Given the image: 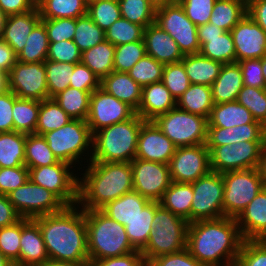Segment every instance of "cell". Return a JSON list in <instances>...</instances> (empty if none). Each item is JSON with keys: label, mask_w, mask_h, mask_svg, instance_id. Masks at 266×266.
<instances>
[{"label": "cell", "mask_w": 266, "mask_h": 266, "mask_svg": "<svg viewBox=\"0 0 266 266\" xmlns=\"http://www.w3.org/2000/svg\"><path fill=\"white\" fill-rule=\"evenodd\" d=\"M242 243L236 218L224 216L188 225L187 249L204 266H233Z\"/></svg>", "instance_id": "1"}, {"label": "cell", "mask_w": 266, "mask_h": 266, "mask_svg": "<svg viewBox=\"0 0 266 266\" xmlns=\"http://www.w3.org/2000/svg\"><path fill=\"white\" fill-rule=\"evenodd\" d=\"M80 208L78 204L66 206L60 212L33 218L50 260L89 262L85 211Z\"/></svg>", "instance_id": "2"}, {"label": "cell", "mask_w": 266, "mask_h": 266, "mask_svg": "<svg viewBox=\"0 0 266 266\" xmlns=\"http://www.w3.org/2000/svg\"><path fill=\"white\" fill-rule=\"evenodd\" d=\"M79 178L78 205L100 210L109 202L133 191L131 162H89Z\"/></svg>", "instance_id": "3"}, {"label": "cell", "mask_w": 266, "mask_h": 266, "mask_svg": "<svg viewBox=\"0 0 266 266\" xmlns=\"http://www.w3.org/2000/svg\"><path fill=\"white\" fill-rule=\"evenodd\" d=\"M144 120L136 113L124 122L104 127L93 134L90 162H131L137 152L138 135Z\"/></svg>", "instance_id": "4"}, {"label": "cell", "mask_w": 266, "mask_h": 266, "mask_svg": "<svg viewBox=\"0 0 266 266\" xmlns=\"http://www.w3.org/2000/svg\"><path fill=\"white\" fill-rule=\"evenodd\" d=\"M87 228L89 262L122 256L136 251L131 245L125 226L101 210H84Z\"/></svg>", "instance_id": "5"}, {"label": "cell", "mask_w": 266, "mask_h": 266, "mask_svg": "<svg viewBox=\"0 0 266 266\" xmlns=\"http://www.w3.org/2000/svg\"><path fill=\"white\" fill-rule=\"evenodd\" d=\"M189 222L173 214L155 201L153 229L146 247L141 251L145 261L164 254L176 253L187 248Z\"/></svg>", "instance_id": "6"}, {"label": "cell", "mask_w": 266, "mask_h": 266, "mask_svg": "<svg viewBox=\"0 0 266 266\" xmlns=\"http://www.w3.org/2000/svg\"><path fill=\"white\" fill-rule=\"evenodd\" d=\"M42 136L59 161L70 165L77 163L81 165L79 160L83 158V154H88L90 158L85 162H90L93 152V134L87 121L72 119L61 128L46 132Z\"/></svg>", "instance_id": "7"}, {"label": "cell", "mask_w": 266, "mask_h": 266, "mask_svg": "<svg viewBox=\"0 0 266 266\" xmlns=\"http://www.w3.org/2000/svg\"><path fill=\"white\" fill-rule=\"evenodd\" d=\"M153 122L178 147L206 144L208 118L177 107L157 116Z\"/></svg>", "instance_id": "8"}, {"label": "cell", "mask_w": 266, "mask_h": 266, "mask_svg": "<svg viewBox=\"0 0 266 266\" xmlns=\"http://www.w3.org/2000/svg\"><path fill=\"white\" fill-rule=\"evenodd\" d=\"M224 216L237 218L265 187L257 168L222 173Z\"/></svg>", "instance_id": "9"}, {"label": "cell", "mask_w": 266, "mask_h": 266, "mask_svg": "<svg viewBox=\"0 0 266 266\" xmlns=\"http://www.w3.org/2000/svg\"><path fill=\"white\" fill-rule=\"evenodd\" d=\"M155 23L176 41L183 55L200 52L197 26L185 15L179 3H170L157 8Z\"/></svg>", "instance_id": "10"}, {"label": "cell", "mask_w": 266, "mask_h": 266, "mask_svg": "<svg viewBox=\"0 0 266 266\" xmlns=\"http://www.w3.org/2000/svg\"><path fill=\"white\" fill-rule=\"evenodd\" d=\"M72 166L59 161L54 165L30 168L29 179L54 193L66 206L78 204L79 177L70 172Z\"/></svg>", "instance_id": "11"}, {"label": "cell", "mask_w": 266, "mask_h": 266, "mask_svg": "<svg viewBox=\"0 0 266 266\" xmlns=\"http://www.w3.org/2000/svg\"><path fill=\"white\" fill-rule=\"evenodd\" d=\"M7 196L22 218L33 219L54 214L66 207L54 193L33 183L30 179Z\"/></svg>", "instance_id": "12"}, {"label": "cell", "mask_w": 266, "mask_h": 266, "mask_svg": "<svg viewBox=\"0 0 266 266\" xmlns=\"http://www.w3.org/2000/svg\"><path fill=\"white\" fill-rule=\"evenodd\" d=\"M191 222L224 217L222 173L210 172L192 182Z\"/></svg>", "instance_id": "13"}, {"label": "cell", "mask_w": 266, "mask_h": 266, "mask_svg": "<svg viewBox=\"0 0 266 266\" xmlns=\"http://www.w3.org/2000/svg\"><path fill=\"white\" fill-rule=\"evenodd\" d=\"M264 143L243 141L232 145L207 146L211 171L224 173L257 168Z\"/></svg>", "instance_id": "14"}, {"label": "cell", "mask_w": 266, "mask_h": 266, "mask_svg": "<svg viewBox=\"0 0 266 266\" xmlns=\"http://www.w3.org/2000/svg\"><path fill=\"white\" fill-rule=\"evenodd\" d=\"M168 166L173 182L192 183L211 172L210 151L206 144L178 147Z\"/></svg>", "instance_id": "15"}, {"label": "cell", "mask_w": 266, "mask_h": 266, "mask_svg": "<svg viewBox=\"0 0 266 266\" xmlns=\"http://www.w3.org/2000/svg\"><path fill=\"white\" fill-rule=\"evenodd\" d=\"M8 87L21 99H48L44 62L17 61L8 73Z\"/></svg>", "instance_id": "16"}, {"label": "cell", "mask_w": 266, "mask_h": 266, "mask_svg": "<svg viewBox=\"0 0 266 266\" xmlns=\"http://www.w3.org/2000/svg\"><path fill=\"white\" fill-rule=\"evenodd\" d=\"M135 114L136 111L127 103L118 100L100 87L91 93L86 121L91 133L94 134L104 127L129 120Z\"/></svg>", "instance_id": "17"}, {"label": "cell", "mask_w": 266, "mask_h": 266, "mask_svg": "<svg viewBox=\"0 0 266 266\" xmlns=\"http://www.w3.org/2000/svg\"><path fill=\"white\" fill-rule=\"evenodd\" d=\"M131 168L133 190L150 201L159 202L172 182L168 164L135 158Z\"/></svg>", "instance_id": "18"}, {"label": "cell", "mask_w": 266, "mask_h": 266, "mask_svg": "<svg viewBox=\"0 0 266 266\" xmlns=\"http://www.w3.org/2000/svg\"><path fill=\"white\" fill-rule=\"evenodd\" d=\"M230 32L234 41L236 62L261 59L266 55V32L248 14Z\"/></svg>", "instance_id": "19"}, {"label": "cell", "mask_w": 266, "mask_h": 266, "mask_svg": "<svg viewBox=\"0 0 266 266\" xmlns=\"http://www.w3.org/2000/svg\"><path fill=\"white\" fill-rule=\"evenodd\" d=\"M153 121H144L138 135L136 159L168 164L176 151Z\"/></svg>", "instance_id": "20"}, {"label": "cell", "mask_w": 266, "mask_h": 266, "mask_svg": "<svg viewBox=\"0 0 266 266\" xmlns=\"http://www.w3.org/2000/svg\"><path fill=\"white\" fill-rule=\"evenodd\" d=\"M236 220L243 240H266V186Z\"/></svg>", "instance_id": "21"}, {"label": "cell", "mask_w": 266, "mask_h": 266, "mask_svg": "<svg viewBox=\"0 0 266 266\" xmlns=\"http://www.w3.org/2000/svg\"><path fill=\"white\" fill-rule=\"evenodd\" d=\"M49 260L43 236L33 219L21 218L19 266H39Z\"/></svg>", "instance_id": "22"}, {"label": "cell", "mask_w": 266, "mask_h": 266, "mask_svg": "<svg viewBox=\"0 0 266 266\" xmlns=\"http://www.w3.org/2000/svg\"><path fill=\"white\" fill-rule=\"evenodd\" d=\"M143 40L146 54L158 62L163 64L178 63L184 57L176 41L156 23L148 25L144 29Z\"/></svg>", "instance_id": "23"}, {"label": "cell", "mask_w": 266, "mask_h": 266, "mask_svg": "<svg viewBox=\"0 0 266 266\" xmlns=\"http://www.w3.org/2000/svg\"><path fill=\"white\" fill-rule=\"evenodd\" d=\"M243 141L265 142L266 127L255 120L251 124L229 129L222 127L208 128L206 146L232 145Z\"/></svg>", "instance_id": "24"}, {"label": "cell", "mask_w": 266, "mask_h": 266, "mask_svg": "<svg viewBox=\"0 0 266 266\" xmlns=\"http://www.w3.org/2000/svg\"><path fill=\"white\" fill-rule=\"evenodd\" d=\"M176 107V100L160 81L142 87V100L136 113L144 121H153Z\"/></svg>", "instance_id": "25"}, {"label": "cell", "mask_w": 266, "mask_h": 266, "mask_svg": "<svg viewBox=\"0 0 266 266\" xmlns=\"http://www.w3.org/2000/svg\"><path fill=\"white\" fill-rule=\"evenodd\" d=\"M41 21L38 7L21 14L7 17L2 39L8 43L18 55L24 48L29 34Z\"/></svg>", "instance_id": "26"}, {"label": "cell", "mask_w": 266, "mask_h": 266, "mask_svg": "<svg viewBox=\"0 0 266 266\" xmlns=\"http://www.w3.org/2000/svg\"><path fill=\"white\" fill-rule=\"evenodd\" d=\"M101 88L135 111L142 100V87L126 72L112 71L101 80Z\"/></svg>", "instance_id": "27"}, {"label": "cell", "mask_w": 266, "mask_h": 266, "mask_svg": "<svg viewBox=\"0 0 266 266\" xmlns=\"http://www.w3.org/2000/svg\"><path fill=\"white\" fill-rule=\"evenodd\" d=\"M242 71L239 64H223L215 82L211 85L214 104L236 101L243 88Z\"/></svg>", "instance_id": "28"}, {"label": "cell", "mask_w": 266, "mask_h": 266, "mask_svg": "<svg viewBox=\"0 0 266 266\" xmlns=\"http://www.w3.org/2000/svg\"><path fill=\"white\" fill-rule=\"evenodd\" d=\"M255 121L251 112L237 101L214 104L208 118V128H233Z\"/></svg>", "instance_id": "29"}, {"label": "cell", "mask_w": 266, "mask_h": 266, "mask_svg": "<svg viewBox=\"0 0 266 266\" xmlns=\"http://www.w3.org/2000/svg\"><path fill=\"white\" fill-rule=\"evenodd\" d=\"M149 202L150 200L133 190L109 202L100 210L111 219L125 226L127 222L133 220Z\"/></svg>", "instance_id": "30"}, {"label": "cell", "mask_w": 266, "mask_h": 266, "mask_svg": "<svg viewBox=\"0 0 266 266\" xmlns=\"http://www.w3.org/2000/svg\"><path fill=\"white\" fill-rule=\"evenodd\" d=\"M181 62L191 84L211 86L219 75L222 63L197 54L184 55Z\"/></svg>", "instance_id": "31"}, {"label": "cell", "mask_w": 266, "mask_h": 266, "mask_svg": "<svg viewBox=\"0 0 266 266\" xmlns=\"http://www.w3.org/2000/svg\"><path fill=\"white\" fill-rule=\"evenodd\" d=\"M193 200V187L191 183L171 182L164 192L159 204L173 214L186 219L191 223V205Z\"/></svg>", "instance_id": "32"}, {"label": "cell", "mask_w": 266, "mask_h": 266, "mask_svg": "<svg viewBox=\"0 0 266 266\" xmlns=\"http://www.w3.org/2000/svg\"><path fill=\"white\" fill-rule=\"evenodd\" d=\"M214 106L211 86L190 84L186 92L176 101V107L199 116L209 118Z\"/></svg>", "instance_id": "33"}, {"label": "cell", "mask_w": 266, "mask_h": 266, "mask_svg": "<svg viewBox=\"0 0 266 266\" xmlns=\"http://www.w3.org/2000/svg\"><path fill=\"white\" fill-rule=\"evenodd\" d=\"M115 46L109 41L95 45L82 52L81 63L86 65L100 80L114 71Z\"/></svg>", "instance_id": "34"}, {"label": "cell", "mask_w": 266, "mask_h": 266, "mask_svg": "<svg viewBox=\"0 0 266 266\" xmlns=\"http://www.w3.org/2000/svg\"><path fill=\"white\" fill-rule=\"evenodd\" d=\"M200 54L222 64L236 63L234 41L230 31L213 37H198Z\"/></svg>", "instance_id": "35"}, {"label": "cell", "mask_w": 266, "mask_h": 266, "mask_svg": "<svg viewBox=\"0 0 266 266\" xmlns=\"http://www.w3.org/2000/svg\"><path fill=\"white\" fill-rule=\"evenodd\" d=\"M86 0H37L41 19L73 18L87 14Z\"/></svg>", "instance_id": "36"}, {"label": "cell", "mask_w": 266, "mask_h": 266, "mask_svg": "<svg viewBox=\"0 0 266 266\" xmlns=\"http://www.w3.org/2000/svg\"><path fill=\"white\" fill-rule=\"evenodd\" d=\"M246 14L247 0H216L209 23L231 31Z\"/></svg>", "instance_id": "37"}, {"label": "cell", "mask_w": 266, "mask_h": 266, "mask_svg": "<svg viewBox=\"0 0 266 266\" xmlns=\"http://www.w3.org/2000/svg\"><path fill=\"white\" fill-rule=\"evenodd\" d=\"M26 135L16 131L0 133V167L25 166Z\"/></svg>", "instance_id": "38"}, {"label": "cell", "mask_w": 266, "mask_h": 266, "mask_svg": "<svg viewBox=\"0 0 266 266\" xmlns=\"http://www.w3.org/2000/svg\"><path fill=\"white\" fill-rule=\"evenodd\" d=\"M154 214L155 201H150L133 220L125 225L129 241L138 251L146 247L149 234L153 229Z\"/></svg>", "instance_id": "39"}, {"label": "cell", "mask_w": 266, "mask_h": 266, "mask_svg": "<svg viewBox=\"0 0 266 266\" xmlns=\"http://www.w3.org/2000/svg\"><path fill=\"white\" fill-rule=\"evenodd\" d=\"M40 101L21 99L14 94L13 131L34 134L38 121Z\"/></svg>", "instance_id": "40"}, {"label": "cell", "mask_w": 266, "mask_h": 266, "mask_svg": "<svg viewBox=\"0 0 266 266\" xmlns=\"http://www.w3.org/2000/svg\"><path fill=\"white\" fill-rule=\"evenodd\" d=\"M91 92L67 87L53 97V100L71 119L87 120Z\"/></svg>", "instance_id": "41"}, {"label": "cell", "mask_w": 266, "mask_h": 266, "mask_svg": "<svg viewBox=\"0 0 266 266\" xmlns=\"http://www.w3.org/2000/svg\"><path fill=\"white\" fill-rule=\"evenodd\" d=\"M58 162V158L53 154L42 135L35 133L26 135L25 166L28 169L54 165Z\"/></svg>", "instance_id": "42"}, {"label": "cell", "mask_w": 266, "mask_h": 266, "mask_svg": "<svg viewBox=\"0 0 266 266\" xmlns=\"http://www.w3.org/2000/svg\"><path fill=\"white\" fill-rule=\"evenodd\" d=\"M49 41L44 23L40 21L28 36L17 61L23 63L44 62L47 60Z\"/></svg>", "instance_id": "43"}, {"label": "cell", "mask_w": 266, "mask_h": 266, "mask_svg": "<svg viewBox=\"0 0 266 266\" xmlns=\"http://www.w3.org/2000/svg\"><path fill=\"white\" fill-rule=\"evenodd\" d=\"M71 120L53 98L42 100L40 101L35 134L43 135L46 132L57 130Z\"/></svg>", "instance_id": "44"}, {"label": "cell", "mask_w": 266, "mask_h": 266, "mask_svg": "<svg viewBox=\"0 0 266 266\" xmlns=\"http://www.w3.org/2000/svg\"><path fill=\"white\" fill-rule=\"evenodd\" d=\"M44 66L49 99L69 87L75 64L45 60Z\"/></svg>", "instance_id": "45"}, {"label": "cell", "mask_w": 266, "mask_h": 266, "mask_svg": "<svg viewBox=\"0 0 266 266\" xmlns=\"http://www.w3.org/2000/svg\"><path fill=\"white\" fill-rule=\"evenodd\" d=\"M121 17L144 29L155 23L156 8L148 0H118Z\"/></svg>", "instance_id": "46"}, {"label": "cell", "mask_w": 266, "mask_h": 266, "mask_svg": "<svg viewBox=\"0 0 266 266\" xmlns=\"http://www.w3.org/2000/svg\"><path fill=\"white\" fill-rule=\"evenodd\" d=\"M104 40L105 31L96 25L87 14L76 19L73 41L81 52L89 50Z\"/></svg>", "instance_id": "47"}, {"label": "cell", "mask_w": 266, "mask_h": 266, "mask_svg": "<svg viewBox=\"0 0 266 266\" xmlns=\"http://www.w3.org/2000/svg\"><path fill=\"white\" fill-rule=\"evenodd\" d=\"M87 15L103 31L121 18L118 0H93L87 4Z\"/></svg>", "instance_id": "48"}, {"label": "cell", "mask_w": 266, "mask_h": 266, "mask_svg": "<svg viewBox=\"0 0 266 266\" xmlns=\"http://www.w3.org/2000/svg\"><path fill=\"white\" fill-rule=\"evenodd\" d=\"M165 64L158 62L152 56L145 55L127 72L141 87L160 82Z\"/></svg>", "instance_id": "49"}, {"label": "cell", "mask_w": 266, "mask_h": 266, "mask_svg": "<svg viewBox=\"0 0 266 266\" xmlns=\"http://www.w3.org/2000/svg\"><path fill=\"white\" fill-rule=\"evenodd\" d=\"M143 33L144 28L142 26L121 17L105 31V40L118 46L142 40Z\"/></svg>", "instance_id": "50"}, {"label": "cell", "mask_w": 266, "mask_h": 266, "mask_svg": "<svg viewBox=\"0 0 266 266\" xmlns=\"http://www.w3.org/2000/svg\"><path fill=\"white\" fill-rule=\"evenodd\" d=\"M236 101L247 108L256 121L266 127V88L244 85Z\"/></svg>", "instance_id": "51"}, {"label": "cell", "mask_w": 266, "mask_h": 266, "mask_svg": "<svg viewBox=\"0 0 266 266\" xmlns=\"http://www.w3.org/2000/svg\"><path fill=\"white\" fill-rule=\"evenodd\" d=\"M145 55L146 48L143 39L115 46L114 71L127 73Z\"/></svg>", "instance_id": "52"}, {"label": "cell", "mask_w": 266, "mask_h": 266, "mask_svg": "<svg viewBox=\"0 0 266 266\" xmlns=\"http://www.w3.org/2000/svg\"><path fill=\"white\" fill-rule=\"evenodd\" d=\"M161 82L176 101L187 91L191 84L182 62L165 64Z\"/></svg>", "instance_id": "53"}, {"label": "cell", "mask_w": 266, "mask_h": 266, "mask_svg": "<svg viewBox=\"0 0 266 266\" xmlns=\"http://www.w3.org/2000/svg\"><path fill=\"white\" fill-rule=\"evenodd\" d=\"M20 238L21 219L0 228V252L13 263V266H19Z\"/></svg>", "instance_id": "54"}, {"label": "cell", "mask_w": 266, "mask_h": 266, "mask_svg": "<svg viewBox=\"0 0 266 266\" xmlns=\"http://www.w3.org/2000/svg\"><path fill=\"white\" fill-rule=\"evenodd\" d=\"M233 266H266V240H243Z\"/></svg>", "instance_id": "55"}, {"label": "cell", "mask_w": 266, "mask_h": 266, "mask_svg": "<svg viewBox=\"0 0 266 266\" xmlns=\"http://www.w3.org/2000/svg\"><path fill=\"white\" fill-rule=\"evenodd\" d=\"M81 54L73 40L49 42L47 60L77 64L81 62Z\"/></svg>", "instance_id": "56"}, {"label": "cell", "mask_w": 266, "mask_h": 266, "mask_svg": "<svg viewBox=\"0 0 266 266\" xmlns=\"http://www.w3.org/2000/svg\"><path fill=\"white\" fill-rule=\"evenodd\" d=\"M41 21L44 23L49 42L73 40L76 28V19L58 18L41 19Z\"/></svg>", "instance_id": "57"}, {"label": "cell", "mask_w": 266, "mask_h": 266, "mask_svg": "<svg viewBox=\"0 0 266 266\" xmlns=\"http://www.w3.org/2000/svg\"><path fill=\"white\" fill-rule=\"evenodd\" d=\"M216 0H183L179 4L185 15L196 25L209 23Z\"/></svg>", "instance_id": "58"}, {"label": "cell", "mask_w": 266, "mask_h": 266, "mask_svg": "<svg viewBox=\"0 0 266 266\" xmlns=\"http://www.w3.org/2000/svg\"><path fill=\"white\" fill-rule=\"evenodd\" d=\"M29 179V171L26 166L0 169V194L8 195L18 187L24 185Z\"/></svg>", "instance_id": "59"}, {"label": "cell", "mask_w": 266, "mask_h": 266, "mask_svg": "<svg viewBox=\"0 0 266 266\" xmlns=\"http://www.w3.org/2000/svg\"><path fill=\"white\" fill-rule=\"evenodd\" d=\"M69 87L93 93L101 87V80L83 63L75 64Z\"/></svg>", "instance_id": "60"}, {"label": "cell", "mask_w": 266, "mask_h": 266, "mask_svg": "<svg viewBox=\"0 0 266 266\" xmlns=\"http://www.w3.org/2000/svg\"><path fill=\"white\" fill-rule=\"evenodd\" d=\"M237 63L242 71L243 85L261 89L266 88L261 59H246Z\"/></svg>", "instance_id": "61"}, {"label": "cell", "mask_w": 266, "mask_h": 266, "mask_svg": "<svg viewBox=\"0 0 266 266\" xmlns=\"http://www.w3.org/2000/svg\"><path fill=\"white\" fill-rule=\"evenodd\" d=\"M150 262L154 266H204L190 254L187 248L176 253L160 255L151 259Z\"/></svg>", "instance_id": "62"}, {"label": "cell", "mask_w": 266, "mask_h": 266, "mask_svg": "<svg viewBox=\"0 0 266 266\" xmlns=\"http://www.w3.org/2000/svg\"><path fill=\"white\" fill-rule=\"evenodd\" d=\"M14 93L10 90L0 94V133L13 131Z\"/></svg>", "instance_id": "63"}, {"label": "cell", "mask_w": 266, "mask_h": 266, "mask_svg": "<svg viewBox=\"0 0 266 266\" xmlns=\"http://www.w3.org/2000/svg\"><path fill=\"white\" fill-rule=\"evenodd\" d=\"M144 261L141 251L136 250L122 256L93 260L90 266H141Z\"/></svg>", "instance_id": "64"}, {"label": "cell", "mask_w": 266, "mask_h": 266, "mask_svg": "<svg viewBox=\"0 0 266 266\" xmlns=\"http://www.w3.org/2000/svg\"><path fill=\"white\" fill-rule=\"evenodd\" d=\"M37 0H0V9L7 15L21 14L33 10Z\"/></svg>", "instance_id": "65"}, {"label": "cell", "mask_w": 266, "mask_h": 266, "mask_svg": "<svg viewBox=\"0 0 266 266\" xmlns=\"http://www.w3.org/2000/svg\"><path fill=\"white\" fill-rule=\"evenodd\" d=\"M21 218L8 196L0 194V228L12 225Z\"/></svg>", "instance_id": "66"}, {"label": "cell", "mask_w": 266, "mask_h": 266, "mask_svg": "<svg viewBox=\"0 0 266 266\" xmlns=\"http://www.w3.org/2000/svg\"><path fill=\"white\" fill-rule=\"evenodd\" d=\"M247 14L266 32V0H247Z\"/></svg>", "instance_id": "67"}, {"label": "cell", "mask_w": 266, "mask_h": 266, "mask_svg": "<svg viewBox=\"0 0 266 266\" xmlns=\"http://www.w3.org/2000/svg\"><path fill=\"white\" fill-rule=\"evenodd\" d=\"M17 62V55L11 46L0 38V70L7 73L11 70Z\"/></svg>", "instance_id": "68"}, {"label": "cell", "mask_w": 266, "mask_h": 266, "mask_svg": "<svg viewBox=\"0 0 266 266\" xmlns=\"http://www.w3.org/2000/svg\"><path fill=\"white\" fill-rule=\"evenodd\" d=\"M224 32L226 31L221 29L217 25L210 23L197 26L198 37H213V36L222 35Z\"/></svg>", "instance_id": "69"}, {"label": "cell", "mask_w": 266, "mask_h": 266, "mask_svg": "<svg viewBox=\"0 0 266 266\" xmlns=\"http://www.w3.org/2000/svg\"><path fill=\"white\" fill-rule=\"evenodd\" d=\"M257 169L260 177L262 178L264 186H266V141L261 148L259 164Z\"/></svg>", "instance_id": "70"}, {"label": "cell", "mask_w": 266, "mask_h": 266, "mask_svg": "<svg viewBox=\"0 0 266 266\" xmlns=\"http://www.w3.org/2000/svg\"><path fill=\"white\" fill-rule=\"evenodd\" d=\"M39 266H90V262H65L49 259Z\"/></svg>", "instance_id": "71"}, {"label": "cell", "mask_w": 266, "mask_h": 266, "mask_svg": "<svg viewBox=\"0 0 266 266\" xmlns=\"http://www.w3.org/2000/svg\"><path fill=\"white\" fill-rule=\"evenodd\" d=\"M8 90V73L0 70V94L7 92Z\"/></svg>", "instance_id": "72"}, {"label": "cell", "mask_w": 266, "mask_h": 266, "mask_svg": "<svg viewBox=\"0 0 266 266\" xmlns=\"http://www.w3.org/2000/svg\"><path fill=\"white\" fill-rule=\"evenodd\" d=\"M7 15L0 9V38H2L4 33V25L7 20Z\"/></svg>", "instance_id": "73"}, {"label": "cell", "mask_w": 266, "mask_h": 266, "mask_svg": "<svg viewBox=\"0 0 266 266\" xmlns=\"http://www.w3.org/2000/svg\"><path fill=\"white\" fill-rule=\"evenodd\" d=\"M156 9L166 4H170V0H148Z\"/></svg>", "instance_id": "74"}, {"label": "cell", "mask_w": 266, "mask_h": 266, "mask_svg": "<svg viewBox=\"0 0 266 266\" xmlns=\"http://www.w3.org/2000/svg\"><path fill=\"white\" fill-rule=\"evenodd\" d=\"M0 266H13V263L8 260L1 252H0Z\"/></svg>", "instance_id": "75"}, {"label": "cell", "mask_w": 266, "mask_h": 266, "mask_svg": "<svg viewBox=\"0 0 266 266\" xmlns=\"http://www.w3.org/2000/svg\"><path fill=\"white\" fill-rule=\"evenodd\" d=\"M262 74L266 84V55L261 58Z\"/></svg>", "instance_id": "76"}, {"label": "cell", "mask_w": 266, "mask_h": 266, "mask_svg": "<svg viewBox=\"0 0 266 266\" xmlns=\"http://www.w3.org/2000/svg\"><path fill=\"white\" fill-rule=\"evenodd\" d=\"M141 266H154L150 261H144Z\"/></svg>", "instance_id": "77"}, {"label": "cell", "mask_w": 266, "mask_h": 266, "mask_svg": "<svg viewBox=\"0 0 266 266\" xmlns=\"http://www.w3.org/2000/svg\"><path fill=\"white\" fill-rule=\"evenodd\" d=\"M183 0H170V3H180Z\"/></svg>", "instance_id": "78"}]
</instances>
